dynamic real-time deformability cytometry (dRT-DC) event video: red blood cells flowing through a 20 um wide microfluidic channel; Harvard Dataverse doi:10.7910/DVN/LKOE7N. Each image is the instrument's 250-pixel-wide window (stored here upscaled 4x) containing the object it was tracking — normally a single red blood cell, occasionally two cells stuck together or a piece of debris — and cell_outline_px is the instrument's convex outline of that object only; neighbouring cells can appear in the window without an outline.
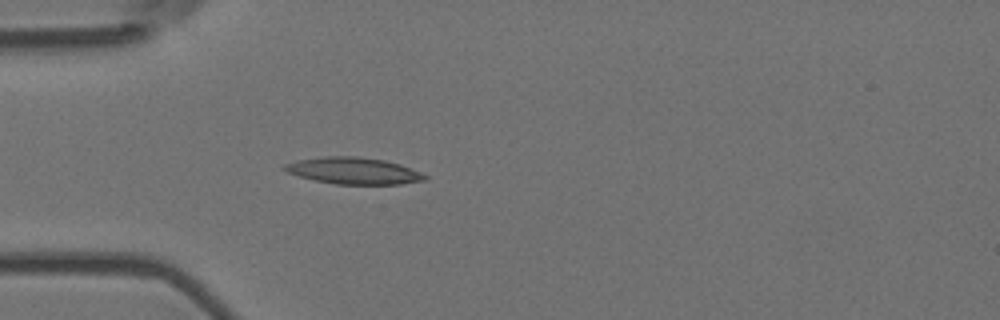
{"species": "Egyptian fruit bat (a non-hibernating species)", "species_latin": "Rousettus aegyptiacus", "temperature_condition": "room temperature", "stored_images_in_passage": 5, "camera_frame_rate_fps": 3000, "um_per_image_px": 0.085, "animal": {"sex": "female"}, "frame": {"image": 1, "passage_image": 5, "time_ms": 1.333, "image_size_px": [1000, 320], "cell_outline_px": [[428, 180], [400, 184], [336, 184], [316, 180], [300, 176], [288, 172], [284, 168], [284, 164], [296, 160], [324, 156], [356, 156], [384, 160], [400, 164], [420, 172], [428, 176]], "centroid_in_image_um": [30.09, 14.51], "position_along_channel_um": 54.9, "area_um2": 21.68}}